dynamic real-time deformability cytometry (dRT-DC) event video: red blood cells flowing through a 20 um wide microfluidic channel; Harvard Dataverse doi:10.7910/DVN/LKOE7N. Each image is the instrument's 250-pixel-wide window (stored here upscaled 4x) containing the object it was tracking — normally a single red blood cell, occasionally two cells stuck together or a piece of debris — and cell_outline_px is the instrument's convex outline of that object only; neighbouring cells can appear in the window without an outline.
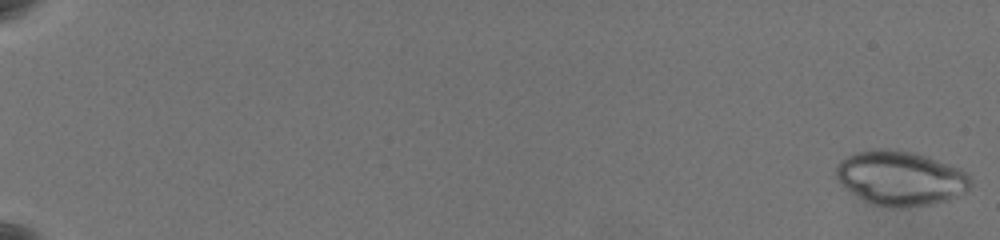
{"species": "common noctule bat (a hibernating species)", "species_latin": "Nyctalus noctula", "temperature_condition": "warm", "stored_images_in_passage": 61, "camera_frame_rate_fps": 3000, "um_per_image_px": 0.085, "animal": {"sex": "female", "body_mass_g": 19.5, "forearm_length_mm": 54.1}, "frame": {"image": 1, "passage_image": 1, "time_ms": 0.0, "image_size_px": [1000, 240], "cell_outline_px": [[972, 184], [964, 192], [948, 200], [928, 204], [892, 208], [876, 204], [860, 196], [840, 184], [836, 180], [836, 164], [840, 160], [856, 152], [880, 148], [888, 148], [916, 152], [928, 156], [960, 168], [968, 172], [972, 176]], "centroid_in_image_um": [76.58, 15.1], "position_along_channel_um": 8.4, "area_um2": 42.66}}
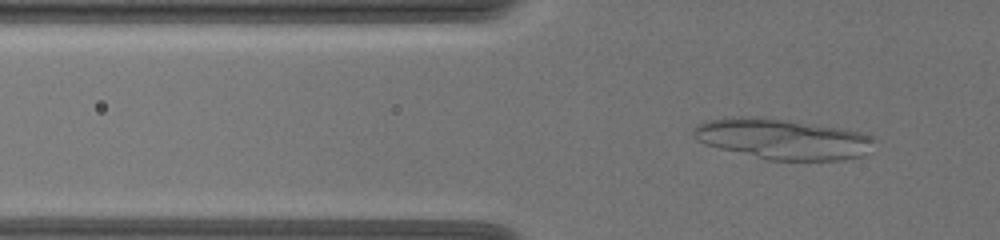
{"frame": {"image": 2, "passage_image": 23, "time_ms": 7.333, "image_size_px": [1000, 240], "cell_outline_px": [[876, 140], [868, 152], [860, 156], [844, 160], [768, 160], [704, 144], [692, 132], [692, 128], [696, 124], [708, 120], [740, 116], [760, 116], [844, 128], [860, 132], [872, 136]], "centroid_in_image_um": [66.55, 11.8], "position_along_channel_um": 59.3, "area_um2": 42.77}}